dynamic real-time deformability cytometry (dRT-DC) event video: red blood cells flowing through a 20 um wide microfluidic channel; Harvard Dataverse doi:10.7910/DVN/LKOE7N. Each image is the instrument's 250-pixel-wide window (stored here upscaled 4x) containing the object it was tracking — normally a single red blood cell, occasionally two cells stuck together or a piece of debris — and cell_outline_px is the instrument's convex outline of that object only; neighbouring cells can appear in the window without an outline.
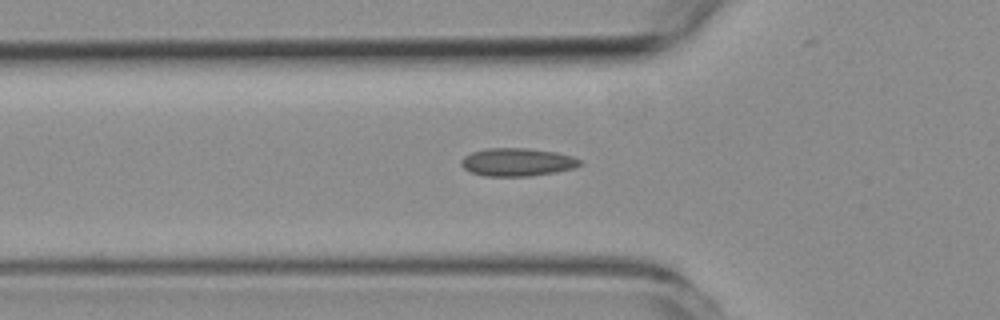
{"species": "common noctule bat (a hibernating species)", "species_latin": "Nyctalus noctula", "temperature_condition": "room temperature", "stored_images_in_passage": 8, "camera_frame_rate_fps": 3000, "um_per_image_px": 0.085, "animal": {"sex": "female", "body_mass_g": 19.3, "forearm_length_mm": 54.1}, "frame": {"image": 1, "passage_image": 4, "time_ms": 1.0, "image_size_px": [1000, 320], "cell_outline_px": [[584, 164], [572, 168], [556, 172], [528, 176], [484, 176], [472, 172], [464, 168], [460, 164], [460, 160], [464, 156], [472, 152], [488, 148], [524, 148], [556, 152], [572, 156], [580, 160]], "centroid_in_image_um": [43.96, 13.78], "position_along_channel_um": 81.8, "area_um2": 19.31}}
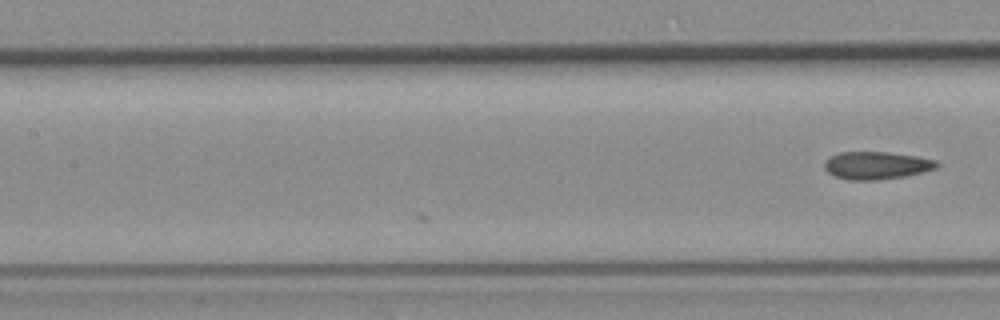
{"frame": {"image": 2, "passage_image": 8, "time_ms": 2.333, "image_size_px": [1000, 320], "cell_outline_px": [[940, 164], [936, 168], [924, 172], [904, 176], [880, 180], [848, 180], [832, 176], [824, 168], [824, 160], [828, 156], [840, 152], [888, 152], [916, 156], [936, 160]], "centroid_in_image_um": [74.46, 14.06], "position_along_channel_um": 132.9, "area_um2": 18.38}}